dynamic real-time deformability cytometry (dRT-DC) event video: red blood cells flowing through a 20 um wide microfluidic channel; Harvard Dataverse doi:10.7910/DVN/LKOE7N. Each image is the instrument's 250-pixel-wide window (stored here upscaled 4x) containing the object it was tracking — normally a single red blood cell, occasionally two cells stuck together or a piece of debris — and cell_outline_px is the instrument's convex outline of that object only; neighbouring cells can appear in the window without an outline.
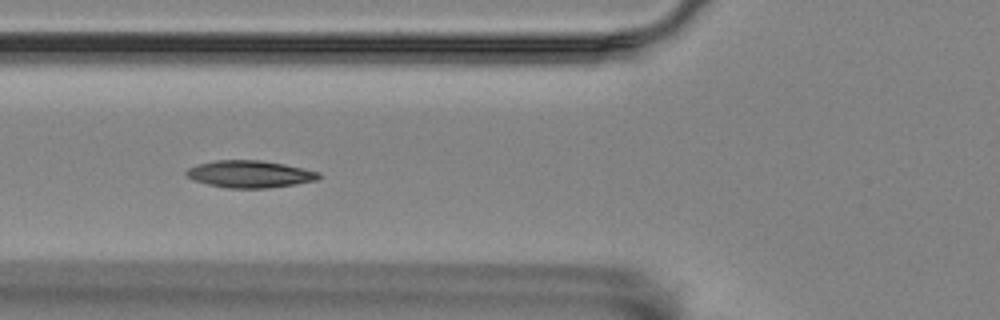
{"species": "Egyptian fruit bat (a non-hibernating species)", "species_latin": "Rousettus aegyptiacus", "temperature_condition": "room temperature", "stored_images_in_passage": 9, "camera_frame_rate_fps": 3000, "um_per_image_px": 0.085, "animal": {"sex": "female"}, "frame": {"image": 1, "passage_image": 6, "time_ms": 1.667, "image_size_px": [1000, 320], "cell_outline_px": [[320, 176], [316, 180], [296, 184], [268, 188], [224, 188], [192, 180], [184, 172], [188, 168], [196, 164], [216, 160], [260, 160], [284, 164], [320, 172]], "centroid_in_image_um": [21.2, 14.8], "position_along_channel_um": 104.6, "area_um2": 20.98}}
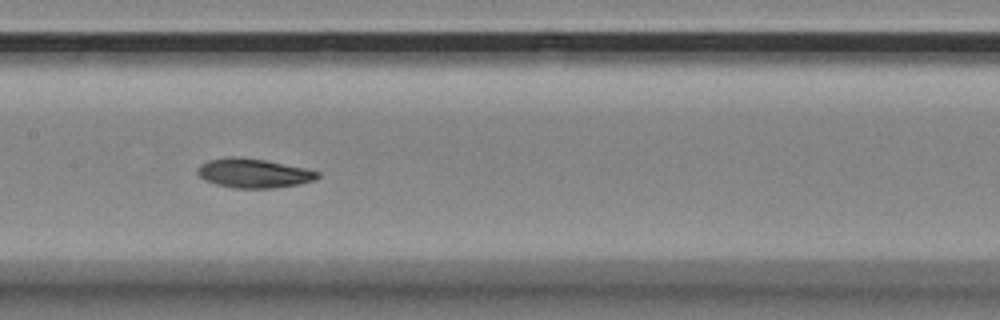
{"frame": {"image": 2, "passage_image": 8, "time_ms": 2.333, "image_size_px": [1000, 320], "cell_outline_px": [[320, 176], [316, 180], [300, 184], [276, 188], [232, 188], [216, 184], [204, 180], [196, 172], [200, 164], [208, 160], [232, 156], [240, 156], [264, 160], [304, 168], [320, 172]], "centroid_in_image_um": [21.55, 14.73], "position_along_channel_um": 185.8, "area_um2": 20.58}}
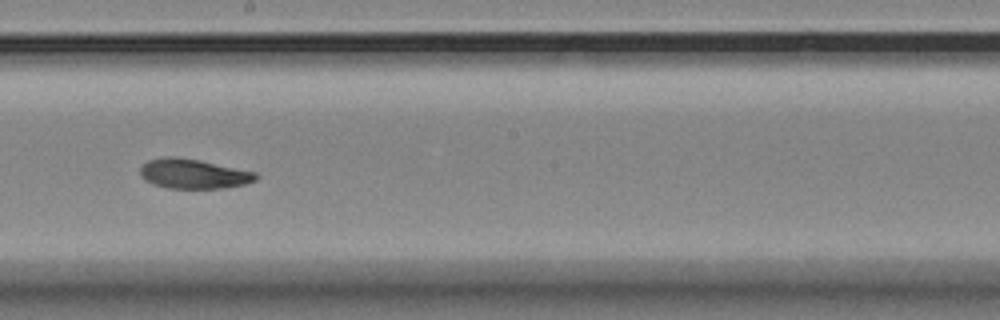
{"frame": {"image": 3, "passage_image": 9, "time_ms": 2.667, "image_size_px": [1000, 320], "cell_outline_px": [[260, 176], [256, 180], [244, 184], [220, 188], [168, 188], [152, 184], [144, 180], [140, 176], [140, 168], [148, 160], [164, 156], [172, 156], [196, 160], [256, 172]], "centroid_in_image_um": [16.41, 14.78], "position_along_channel_um": 231.8, "area_um2": 19.83}}